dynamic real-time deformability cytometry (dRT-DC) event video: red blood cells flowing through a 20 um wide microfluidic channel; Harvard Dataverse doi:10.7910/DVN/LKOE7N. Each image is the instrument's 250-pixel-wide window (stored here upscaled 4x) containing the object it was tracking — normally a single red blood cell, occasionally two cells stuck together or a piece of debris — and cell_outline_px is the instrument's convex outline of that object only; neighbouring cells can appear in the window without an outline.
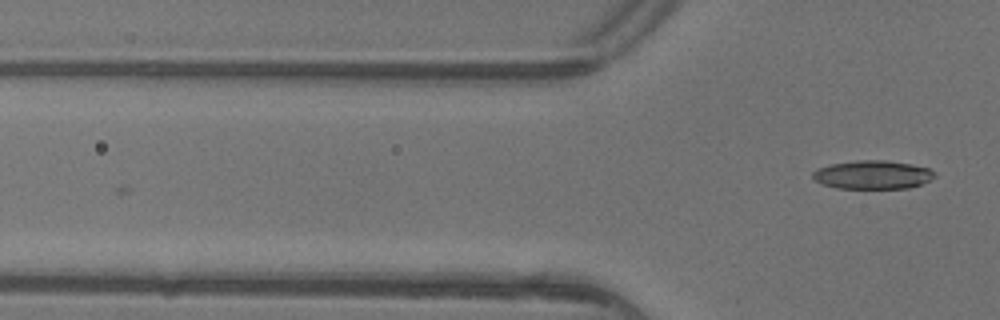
{"species": "common noctule bat (a hibernating species)", "species_latin": "Nyctalus noctula", "temperature_condition": "warm", "stored_images_in_passage": 4, "camera_frame_rate_fps": 3000, "um_per_image_px": 0.085, "animal": {"sex": "female"}, "frame": {"image": 1, "passage_image": 4, "time_ms": 1.0, "image_size_px": [1000, 320], "cell_outline_px": [[936, 176], [920, 184], [908, 188], [836, 188], [824, 184], [816, 180], [812, 176], [812, 172], [816, 168], [832, 164], [860, 160], [884, 160], [908, 164], [928, 168], [936, 172]], "centroid_in_image_um": [74.16, 14.85], "position_along_channel_um": 51.6, "area_um2": 20.0}}